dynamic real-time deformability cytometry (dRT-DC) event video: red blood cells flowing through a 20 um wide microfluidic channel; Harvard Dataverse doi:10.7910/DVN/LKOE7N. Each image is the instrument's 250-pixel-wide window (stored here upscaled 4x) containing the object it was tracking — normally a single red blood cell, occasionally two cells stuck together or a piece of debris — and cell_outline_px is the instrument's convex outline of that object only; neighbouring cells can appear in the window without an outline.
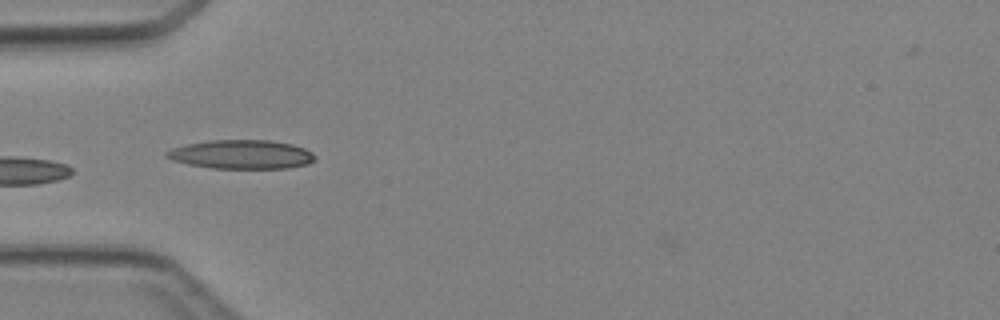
{"species": "Egyptian fruit bat (a non-hibernating species)", "species_latin": "Rousettus aegyptiacus", "temperature_condition": "cold", "stored_images_in_passage": 4, "camera_frame_rate_fps": 3000, "um_per_image_px": 0.085, "animal": {"sex": "female"}, "frame": {"image": 1, "passage_image": 4, "time_ms": 3.667, "image_size_px": [1000, 320], "cell_outline_px": [[316, 160], [308, 164], [288, 168], [212, 168], [188, 164], [172, 160], [164, 156], [164, 152], [172, 148], [188, 144], [208, 140], [272, 140], [292, 144], [304, 148], [312, 152], [316, 156]], "centroid_in_image_um": [20.54, 13.12], "position_along_channel_um": 64.5, "area_um2": 25.14}}